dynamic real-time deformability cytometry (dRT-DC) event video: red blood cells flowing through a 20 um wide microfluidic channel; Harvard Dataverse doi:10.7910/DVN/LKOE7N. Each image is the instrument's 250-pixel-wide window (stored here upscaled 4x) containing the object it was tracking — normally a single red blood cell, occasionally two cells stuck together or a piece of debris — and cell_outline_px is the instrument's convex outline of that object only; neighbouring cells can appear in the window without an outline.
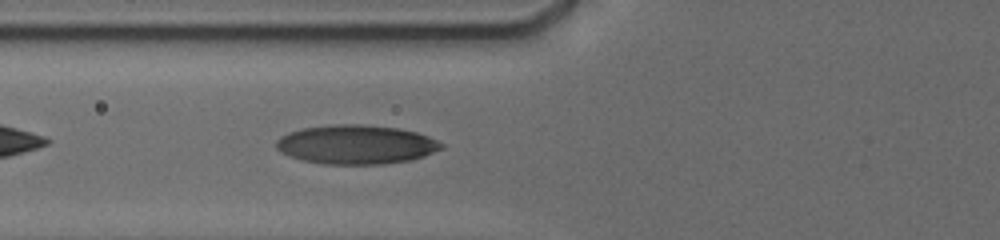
{"species": "human", "species_latin": "Homo sapiens", "temperature_condition": "cold", "stored_images_in_passage": 52, "camera_frame_rate_fps": 3000, "um_per_image_px": 0.085, "donor": {"sex": "male"}, "frame": {"image": 1, "passage_image": 8, "time_ms": 1.667, "image_size_px": [1000, 240], "cell_outline_px": [[444, 148], [424, 156], [408, 160], [384, 164], [324, 164], [304, 160], [280, 152], [276, 148], [276, 140], [292, 132], [304, 128], [332, 124], [364, 124], [400, 128], [416, 132], [428, 136], [444, 144]], "centroid_in_image_um": [30.32, 12.28], "position_along_channel_um": 95.5, "area_um2": 37.45}}
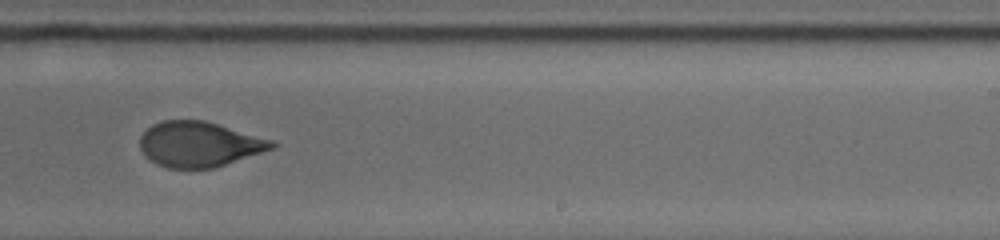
{"frame": {"image": 2, "passage_image": 25, "time_ms": 6.333, "image_size_px": [1000, 240], "cell_outline_px": [[280, 144], [276, 148], [216, 168], [168, 168], [156, 164], [140, 148], [140, 136], [152, 124], [160, 120], [204, 120], [272, 140]], "centroid_in_image_um": [16.97, 12.26], "position_along_channel_um": 272.0, "area_um2": 34.85}}
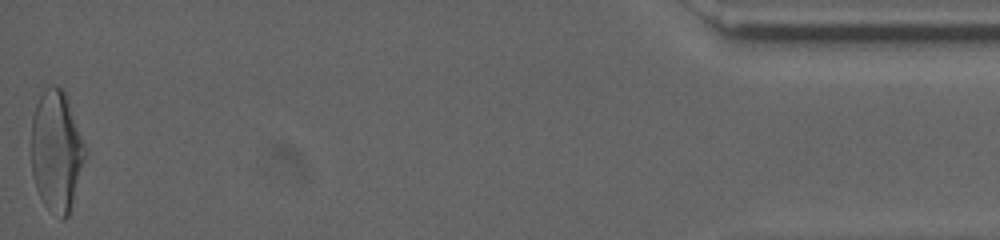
{"frame": {"image": 3, "passage_image": 52, "time_ms": 12.667, "image_size_px": [1000, 240], "cell_outline_px": [[88, 152], [68, 216], [64, 220], [60, 220], [44, 204], [36, 188], [32, 176], [32, 116], [36, 104], [40, 96], [52, 84], [56, 84], [64, 92], [88, 148]], "centroid_in_image_um": [4.82, 12.87], "position_along_channel_um": 430.4, "area_um2": 38.15}, "authors_computed_cell_mechanics": {"area_um2": 35.6915, "velocity_mm_per_s": 3.7836, "shape_relaxation_time_tau1_ms": 4.8744, "shape_relaxation_time_tau2_ms": 1.1787, "deformation_change_tau1": 0.1926, "deformation_change_tau2": 0.0714}}